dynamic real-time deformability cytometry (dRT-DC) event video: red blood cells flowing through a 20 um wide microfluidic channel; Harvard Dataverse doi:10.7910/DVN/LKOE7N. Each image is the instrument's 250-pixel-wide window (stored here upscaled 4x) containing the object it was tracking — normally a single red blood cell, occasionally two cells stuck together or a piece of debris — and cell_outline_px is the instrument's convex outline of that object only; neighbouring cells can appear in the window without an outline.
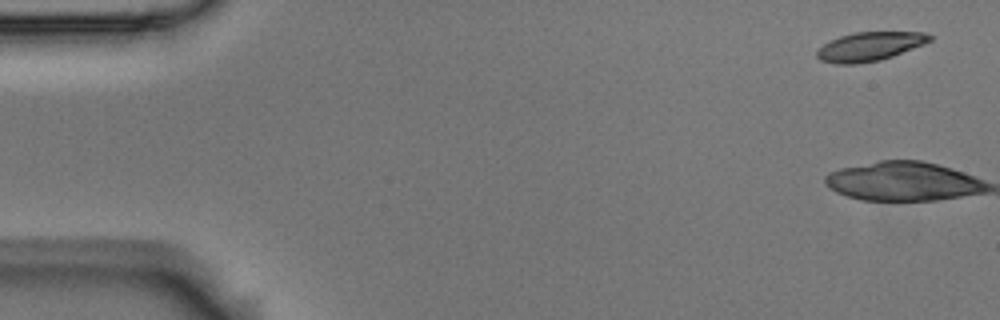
{"species": "Egyptian fruit bat (a non-hibernating species)", "species_latin": "Rousettus aegyptiacus", "temperature_condition": "room temperature", "stored_images_in_passage": 3, "camera_frame_rate_fps": 3000, "um_per_image_px": 0.085, "animal": {"sex": "male"}, "frame": {"image": 1, "passage_image": 1, "time_ms": 0.0, "image_size_px": [1000, 320], "cell_outline_px": [[932, 40], [924, 44], [892, 56], [880, 60], [856, 64], [836, 64], [820, 60], [816, 56], [816, 52], [824, 44], [840, 36], [852, 32], [924, 32], [932, 36]], "centroid_in_image_um": [73.92, 3.95], "position_along_channel_um": 11.1, "area_um2": 18.9}}